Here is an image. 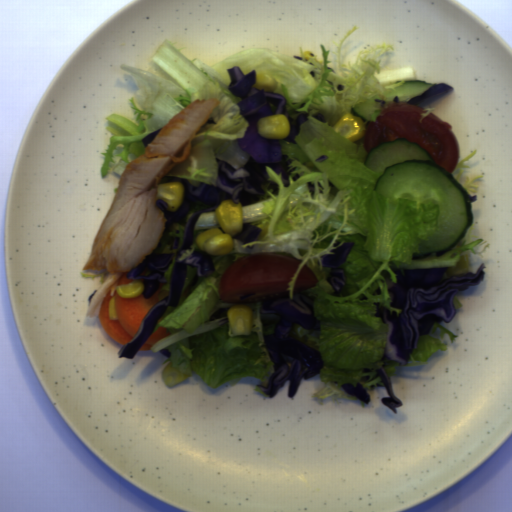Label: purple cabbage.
<instances>
[{"mask_svg":"<svg viewBox=\"0 0 512 512\" xmlns=\"http://www.w3.org/2000/svg\"><path fill=\"white\" fill-rule=\"evenodd\" d=\"M227 71L231 78L227 89L235 97L242 99L236 105L249 124L244 137L236 139L238 146L248 153V161L242 168L236 169L227 161L215 157L218 163L216 185L200 182L198 186H194L187 179L169 176L167 183L181 182L184 185L185 196L176 211H168V203L163 199H156L157 208L164 212V217L167 219L165 231L172 222H180L186 217L193 202H202L211 207L195 211L191 216L186 227L183 244L179 248L172 266L168 296L158 301L145 314L137 333L117 353L119 359L130 358L133 360L154 332L168 307H178L180 295L188 276V266L197 270L196 276L199 278H206L215 273L211 255L200 249H195L190 256L179 261L182 251L192 249L195 225L201 213L216 212L217 206L223 200H232L236 205L241 202V207L250 205L252 200L259 201L258 196L265 195L261 185L267 183H270L268 189H272V194L277 195L278 184L267 181L269 175L265 167H270L278 176L281 173L284 187H289V175L296 170V167L291 170L288 167L293 160L288 159L287 154H283L280 139H268L260 136L258 122L265 116L284 115L290 122V132L289 136L282 140L297 145L295 137L300 134L301 124L308 121L309 113L298 115L293 124V119L286 108L287 98L275 91L266 92L264 88L257 89L253 86L257 81L256 69L245 75L241 67L234 65Z\"/></svg>","mask_w":512,"mask_h":512,"instance_id":"1","label":"purple cabbage"},{"mask_svg":"<svg viewBox=\"0 0 512 512\" xmlns=\"http://www.w3.org/2000/svg\"><path fill=\"white\" fill-rule=\"evenodd\" d=\"M391 270L397 275V283L391 277L385 278L392 302L390 307L401 309L397 316L380 302L376 306L375 317L388 325L387 338L381 357L407 366L413 349H418L420 336L429 335L435 323L452 322L457 315L453 299L459 291L480 285L486 276L481 263L476 273L468 271L461 276L452 275L443 280L446 268L403 269L396 265Z\"/></svg>","mask_w":512,"mask_h":512,"instance_id":"2","label":"purple cabbage"},{"mask_svg":"<svg viewBox=\"0 0 512 512\" xmlns=\"http://www.w3.org/2000/svg\"><path fill=\"white\" fill-rule=\"evenodd\" d=\"M315 298L304 293L293 294V299H262L260 314L280 317L274 325V333H262L264 346L273 362L267 387L256 388L273 399L281 387L290 381L287 396L293 400L303 379L306 381L321 374L324 360L321 352L292 338L295 325L309 331H321V320L315 317Z\"/></svg>","mask_w":512,"mask_h":512,"instance_id":"3","label":"purple cabbage"},{"mask_svg":"<svg viewBox=\"0 0 512 512\" xmlns=\"http://www.w3.org/2000/svg\"><path fill=\"white\" fill-rule=\"evenodd\" d=\"M175 253H156L145 255L141 263L126 274V280L144 279V299H149L160 288V283L167 284L164 273L169 270L173 264Z\"/></svg>","mask_w":512,"mask_h":512,"instance_id":"4","label":"purple cabbage"},{"mask_svg":"<svg viewBox=\"0 0 512 512\" xmlns=\"http://www.w3.org/2000/svg\"><path fill=\"white\" fill-rule=\"evenodd\" d=\"M354 245L355 241H345L342 246L330 250V252L334 254L324 253L319 257L322 259V268H330L326 280L332 287L334 295L341 293L346 284V270L340 266L346 263L348 255L354 248Z\"/></svg>","mask_w":512,"mask_h":512,"instance_id":"5","label":"purple cabbage"},{"mask_svg":"<svg viewBox=\"0 0 512 512\" xmlns=\"http://www.w3.org/2000/svg\"><path fill=\"white\" fill-rule=\"evenodd\" d=\"M376 372L389 394V396H383L380 398V400L391 410L394 415H397L398 411L396 408L403 407L404 403L399 397L395 396L392 382L388 378L384 367L376 369Z\"/></svg>","mask_w":512,"mask_h":512,"instance_id":"6","label":"purple cabbage"},{"mask_svg":"<svg viewBox=\"0 0 512 512\" xmlns=\"http://www.w3.org/2000/svg\"><path fill=\"white\" fill-rule=\"evenodd\" d=\"M453 88L454 87H452L448 84L435 83L422 95H417V96L411 98L406 103L417 106V105L429 102L431 100L443 97L444 95H446L447 93L452 91Z\"/></svg>","mask_w":512,"mask_h":512,"instance_id":"7","label":"purple cabbage"},{"mask_svg":"<svg viewBox=\"0 0 512 512\" xmlns=\"http://www.w3.org/2000/svg\"><path fill=\"white\" fill-rule=\"evenodd\" d=\"M263 229L252 226L250 223H242V231L233 236L232 239H238L243 244L253 242L259 236Z\"/></svg>","mask_w":512,"mask_h":512,"instance_id":"8","label":"purple cabbage"},{"mask_svg":"<svg viewBox=\"0 0 512 512\" xmlns=\"http://www.w3.org/2000/svg\"><path fill=\"white\" fill-rule=\"evenodd\" d=\"M343 388L349 395L357 397L361 402H364L366 405L370 404L371 396L367 392L366 388L363 385H360L359 382L356 383V387L351 383H344L340 386Z\"/></svg>","mask_w":512,"mask_h":512,"instance_id":"9","label":"purple cabbage"},{"mask_svg":"<svg viewBox=\"0 0 512 512\" xmlns=\"http://www.w3.org/2000/svg\"><path fill=\"white\" fill-rule=\"evenodd\" d=\"M162 128L163 127L158 128L155 132L148 134L141 139L145 148L148 146L149 143H152L155 140L156 136L158 135Z\"/></svg>","mask_w":512,"mask_h":512,"instance_id":"10","label":"purple cabbage"}]
</instances>
